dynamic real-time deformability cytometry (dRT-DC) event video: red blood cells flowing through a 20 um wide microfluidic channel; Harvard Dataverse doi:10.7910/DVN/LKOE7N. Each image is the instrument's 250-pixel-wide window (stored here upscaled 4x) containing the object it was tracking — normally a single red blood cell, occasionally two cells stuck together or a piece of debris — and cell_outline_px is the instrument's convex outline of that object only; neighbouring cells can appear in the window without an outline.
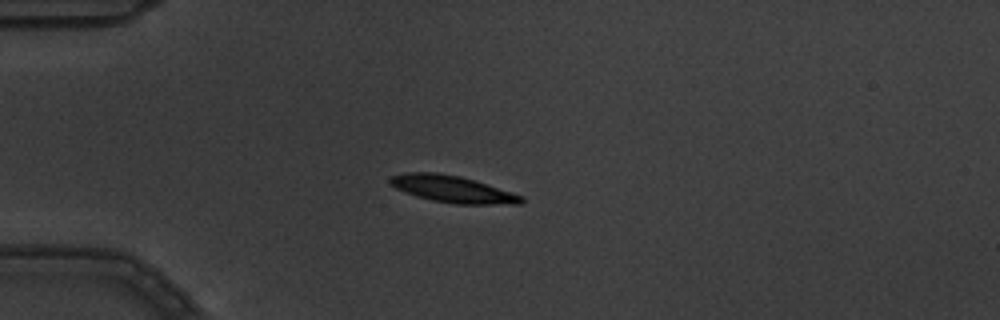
{"species": "common noctule bat (a hibernating species)", "species_latin": "Nyctalus noctula", "temperature_condition": "warm", "stored_images_in_passage": 6, "camera_frame_rate_fps": 3000, "um_per_image_px": 0.085, "animal": {"sex": "male", "body_mass_g": 19.5, "forearm_length_mm": 54.6}, "frame": {"image": 1, "passage_image": 4, "time_ms": 1.0, "image_size_px": [1000, 320], "cell_outline_px": [[524, 200], [520, 204], [456, 204], [432, 200], [416, 196], [404, 192], [396, 188], [388, 180], [392, 176], [408, 172], [436, 172], [460, 176], [512, 192], [524, 196]], "centroid_in_image_um": [38.47, 16.08], "position_along_channel_um": 46.5, "area_um2": 20.35}}